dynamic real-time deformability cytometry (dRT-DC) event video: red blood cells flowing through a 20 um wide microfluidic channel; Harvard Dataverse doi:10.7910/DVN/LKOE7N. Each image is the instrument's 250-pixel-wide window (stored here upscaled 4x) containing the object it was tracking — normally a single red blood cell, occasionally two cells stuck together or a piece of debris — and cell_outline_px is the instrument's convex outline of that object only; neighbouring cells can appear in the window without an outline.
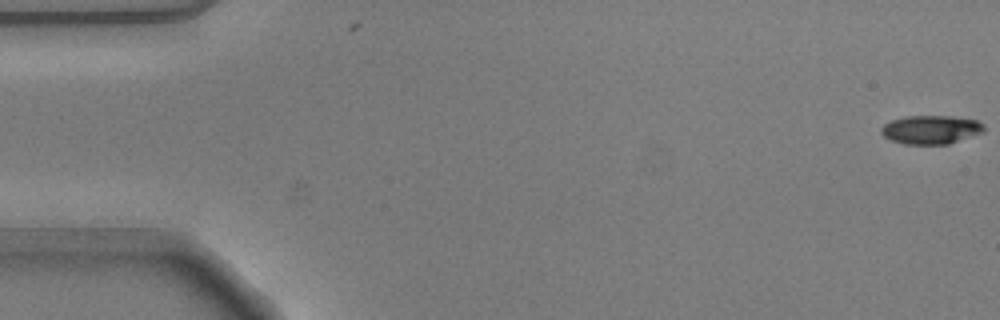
{"species": "common noctule bat (a hibernating species)", "species_latin": "Nyctalus noctula", "temperature_condition": "warm", "stored_images_in_passage": 31, "camera_frame_rate_fps": 3000, "um_per_image_px": 0.085, "animal": {"sex": "male", "body_mass_g": 20.5, "forearm_length_mm": 52.5}, "frame": {"image": 1, "passage_image": 1, "time_ms": 0.0, "image_size_px": [1000, 320], "cell_outline_px": [[984, 132], [948, 144], [904, 144], [892, 140], [884, 136], [880, 132], [880, 128], [884, 124], [892, 120], [904, 116], [952, 116], [976, 120], [984, 124]], "centroid_in_image_um": [79.12, 11.01], "position_along_channel_um": 5.9, "area_um2": 17.17}}
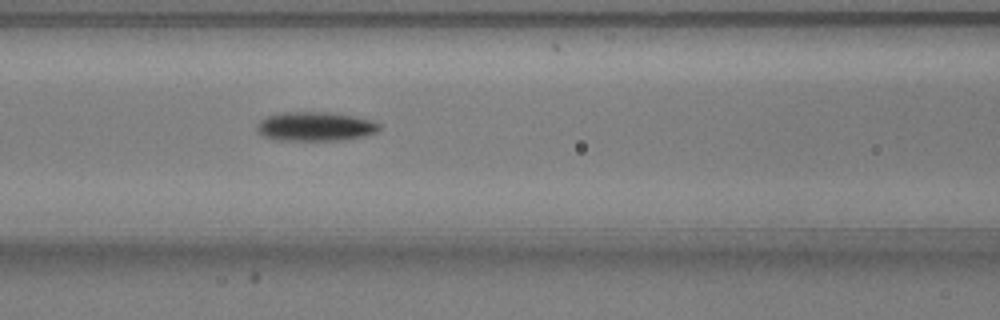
{"frame": {"image": 2, "passage_image": 23, "time_ms": 7.333, "image_size_px": [1000, 320], "cell_outline_px": [[380, 128], [376, 132], [364, 136], [344, 140], [276, 140], [260, 136], [256, 132], [256, 124], [260, 120], [268, 116], [280, 112], [332, 112], [372, 120], [380, 124]], "centroid_in_image_um": [26.75, 10.75], "position_along_channel_um": 139.9, "area_um2": 21.04}}
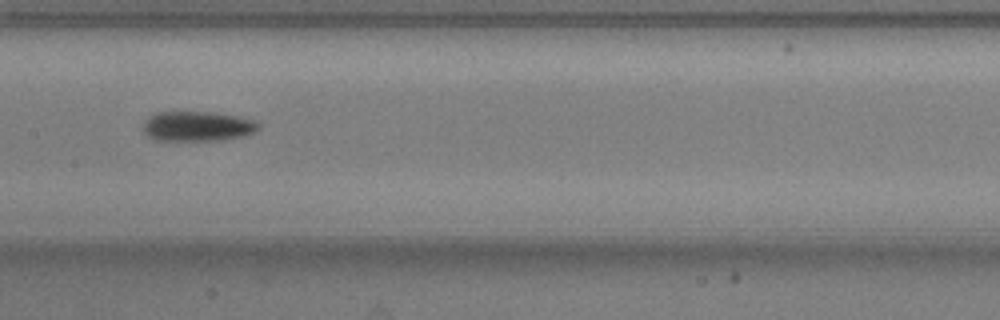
{"frame": {"image": 3, "passage_image": 27, "time_ms": 8.667, "image_size_px": [1000, 320], "cell_outline_px": [[260, 128], [256, 132], [244, 136], [224, 140], [156, 140], [148, 136], [144, 132], [144, 120], [148, 116], [156, 112], [208, 112], [236, 116], [252, 120], [260, 124]], "centroid_in_image_um": [16.78, 10.74], "position_along_channel_um": 190.6, "area_um2": 20.11}}